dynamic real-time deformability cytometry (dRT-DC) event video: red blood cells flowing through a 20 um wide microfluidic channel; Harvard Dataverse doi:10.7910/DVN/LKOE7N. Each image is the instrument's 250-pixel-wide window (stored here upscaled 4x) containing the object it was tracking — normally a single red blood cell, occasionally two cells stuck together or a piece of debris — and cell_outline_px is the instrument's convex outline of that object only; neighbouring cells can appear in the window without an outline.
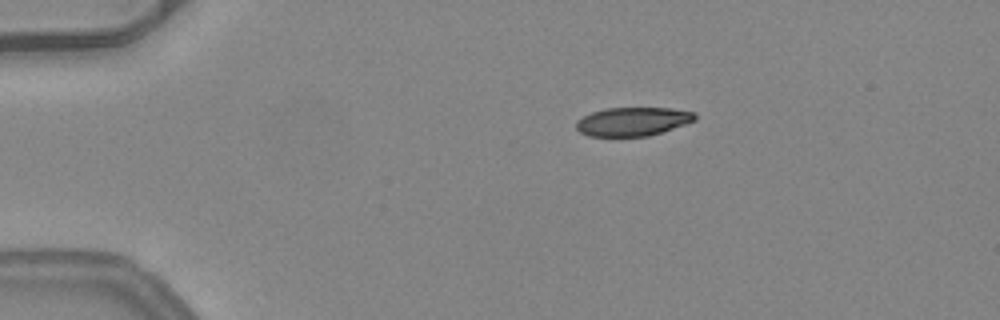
{"species": "common noctule bat (a hibernating species)", "species_latin": "Nyctalus noctula", "temperature_condition": "warm", "stored_images_in_passage": 42, "camera_frame_rate_fps": 3000, "um_per_image_px": 0.085, "animal": {"sex": "female", "body_mass_g": 24.6, "forearm_length_mm": 56.2}, "frame": {"image": 1, "passage_image": 1, "time_ms": 0.0, "image_size_px": [1000, 320], "cell_outline_px": [[696, 120], [648, 136], [588, 136], [580, 132], [576, 128], [576, 120], [592, 112], [604, 108], [672, 108], [696, 112]], "centroid_in_image_um": [53.77, 10.32], "position_along_channel_um": 31.2, "area_um2": 19.77}}
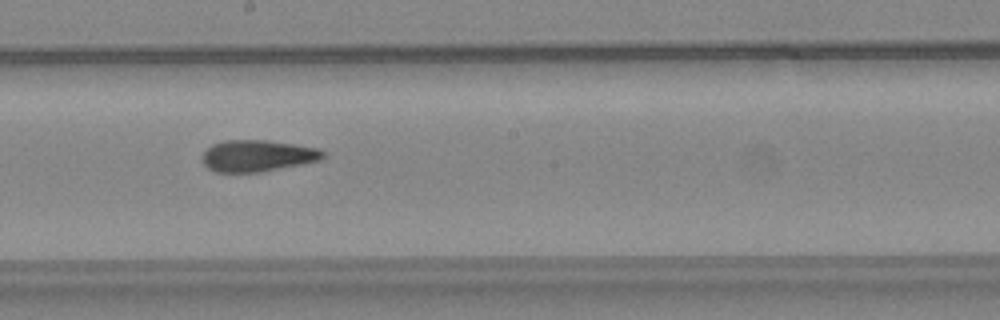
{"frame": {"image": 2, "passage_image": 20, "time_ms": 6.333, "image_size_px": [1000, 320], "cell_outline_px": [[324, 156], [320, 160], [304, 164], [260, 172], [216, 172], [208, 168], [200, 160], [200, 156], [212, 144], [224, 140], [268, 140], [320, 148], [324, 152]], "centroid_in_image_um": [21.87, 13.24], "position_along_channel_um": 226.3, "area_um2": 22.43}}
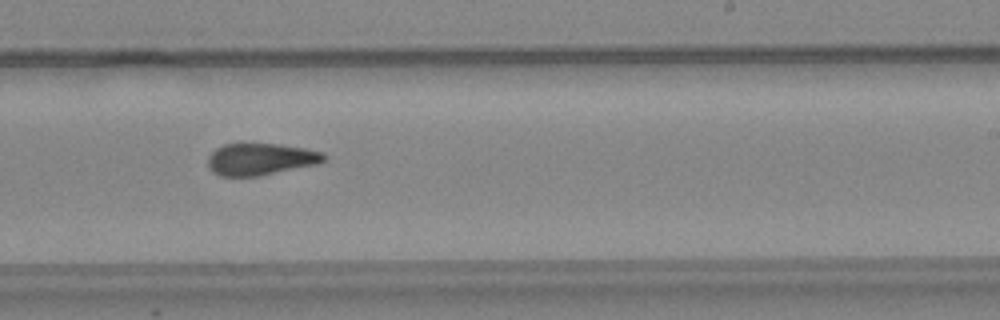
{"frame": {"image": 3, "passage_image": 23, "time_ms": 7.333, "image_size_px": [1000, 320], "cell_outline_px": [[328, 160], [320, 164], [260, 176], [220, 176], [212, 172], [208, 164], [208, 156], [216, 148], [224, 144], [280, 144], [304, 148], [324, 152], [328, 156]], "centroid_in_image_um": [22.22, 13.54], "position_along_channel_um": 266.8, "area_um2": 21.91}, "authors_computed_cell_mechanics": {"area_um2": 22.3397, "velocity_mm_per_s": 4.076, "shape_relaxation_time_tau1_ms": 10.5987, "shape_relaxation_time_tau2_ms": 1.432, "deformation_change_tau1": 0.2787, "deformation_change_tau2": 0.0815}}